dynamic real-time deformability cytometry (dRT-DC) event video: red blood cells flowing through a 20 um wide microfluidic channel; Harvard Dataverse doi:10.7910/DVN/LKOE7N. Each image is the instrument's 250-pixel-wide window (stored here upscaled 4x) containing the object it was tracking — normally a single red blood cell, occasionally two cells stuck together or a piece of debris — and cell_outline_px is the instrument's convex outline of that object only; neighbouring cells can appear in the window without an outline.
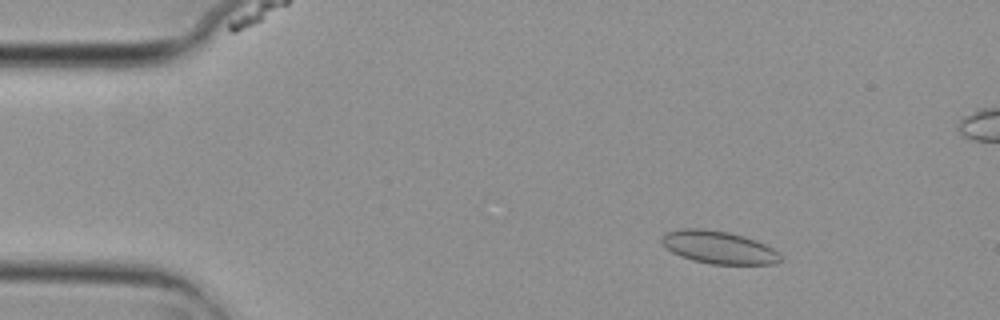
{"species": "common noctule bat (a hibernating species)", "species_latin": "Nyctalus noctula", "temperature_condition": "cold", "stored_images_in_passage": 5, "camera_frame_rate_fps": 3000, "um_per_image_px": 0.085, "animal": {"sex": "female", "body_mass_g": 29.2, "forearm_length_mm": 56.3}, "frame": {"image": 1, "passage_image": 2, "time_ms": 0.333, "image_size_px": [1000, 320], "cell_outline_px": [[784, 260], [776, 264], [712, 264], [692, 260], [680, 256], [672, 252], [660, 240], [664, 232], [680, 228], [704, 228], [728, 232], [744, 236], [756, 240], [780, 252], [784, 256]], "centroid_in_image_um": [61.12, 21.02], "position_along_channel_um": 23.9, "area_um2": 22.95}}